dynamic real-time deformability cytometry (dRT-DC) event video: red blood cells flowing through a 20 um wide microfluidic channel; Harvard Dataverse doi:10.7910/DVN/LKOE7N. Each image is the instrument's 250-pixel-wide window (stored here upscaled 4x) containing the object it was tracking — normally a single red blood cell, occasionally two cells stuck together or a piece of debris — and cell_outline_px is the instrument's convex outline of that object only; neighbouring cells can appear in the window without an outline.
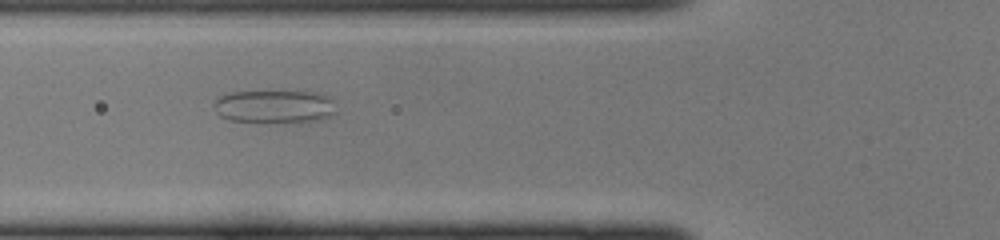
{"species": "common noctule bat (a hibernating species)", "species_latin": "Nyctalus noctula", "temperature_condition": "cold", "stored_images_in_passage": 35, "camera_frame_rate_fps": 3000, "um_per_image_px": 0.085, "animal": {"sex": "female", "body_mass_g": 22.0, "forearm_length_mm": 56.7}, "frame": {"image": 1, "passage_image": 7, "time_ms": 2.0, "image_size_px": [1000, 240], "cell_outline_px": [[336, 112], [320, 120], [256, 124], [228, 120], [220, 116], [216, 112], [212, 104], [216, 96], [232, 92], [320, 92], [332, 100]], "centroid_in_image_um": [23.24, 9.08], "position_along_channel_um": 102.6, "area_um2": 24.1}}
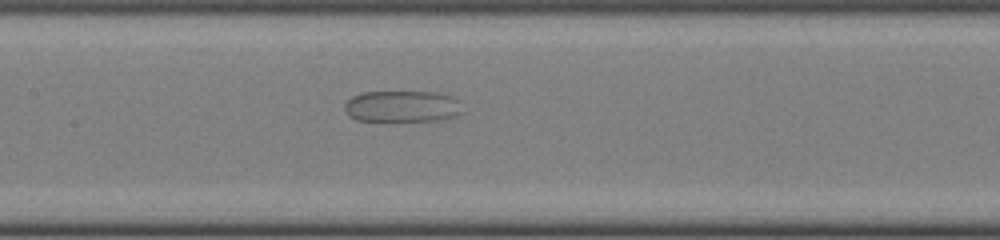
{"frame": {"image": 2, "passage_image": 12, "time_ms": 3.667, "image_size_px": [1000, 240], "cell_outline_px": [[460, 112], [452, 116], [436, 120], [356, 120], [348, 116], [344, 112], [344, 104], [352, 96], [364, 92], [440, 92], [452, 96], [456, 100]], "centroid_in_image_um": [34.09, 9.02], "position_along_channel_um": 173.3, "area_um2": 21.21}}
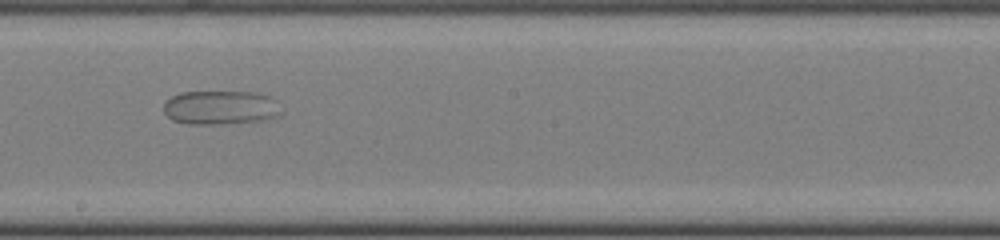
{"frame": {"image": 3, "passage_image": 16, "time_ms": 5.0, "image_size_px": [1000, 240], "cell_outline_px": [[284, 112], [280, 116], [268, 120], [220, 124], [188, 124], [172, 120], [164, 112], [164, 100], [180, 92], [256, 92], [272, 96], [276, 100]], "centroid_in_image_um": [18.81, 9.14], "position_along_channel_um": 229.4, "area_um2": 23.87}}